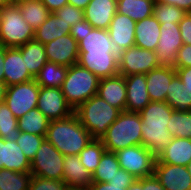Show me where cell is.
Wrapping results in <instances>:
<instances>
[{"instance_id":"6da1fadb","label":"cell","mask_w":191,"mask_h":190,"mask_svg":"<svg viewBox=\"0 0 191 190\" xmlns=\"http://www.w3.org/2000/svg\"><path fill=\"white\" fill-rule=\"evenodd\" d=\"M173 109L166 102L151 101L139 112L142 145L157 157L174 138L167 129Z\"/></svg>"},{"instance_id":"7a4b0ae2","label":"cell","mask_w":191,"mask_h":190,"mask_svg":"<svg viewBox=\"0 0 191 190\" xmlns=\"http://www.w3.org/2000/svg\"><path fill=\"white\" fill-rule=\"evenodd\" d=\"M45 139L62 155H79L94 138L73 113L67 118L50 121Z\"/></svg>"},{"instance_id":"3957f363","label":"cell","mask_w":191,"mask_h":190,"mask_svg":"<svg viewBox=\"0 0 191 190\" xmlns=\"http://www.w3.org/2000/svg\"><path fill=\"white\" fill-rule=\"evenodd\" d=\"M142 119L139 113L121 111L118 118L107 128L101 141L109 152L142 145Z\"/></svg>"},{"instance_id":"277c9868","label":"cell","mask_w":191,"mask_h":190,"mask_svg":"<svg viewBox=\"0 0 191 190\" xmlns=\"http://www.w3.org/2000/svg\"><path fill=\"white\" fill-rule=\"evenodd\" d=\"M120 112L97 94L74 110L80 123L95 139H101Z\"/></svg>"},{"instance_id":"5b68a950","label":"cell","mask_w":191,"mask_h":190,"mask_svg":"<svg viewBox=\"0 0 191 190\" xmlns=\"http://www.w3.org/2000/svg\"><path fill=\"white\" fill-rule=\"evenodd\" d=\"M100 79L78 63L68 67L61 91L67 103L76 110L98 92Z\"/></svg>"},{"instance_id":"8992f818","label":"cell","mask_w":191,"mask_h":190,"mask_svg":"<svg viewBox=\"0 0 191 190\" xmlns=\"http://www.w3.org/2000/svg\"><path fill=\"white\" fill-rule=\"evenodd\" d=\"M34 40V30L24 20L18 6L11 4L0 10V41L3 47L18 48Z\"/></svg>"},{"instance_id":"52a82bcc","label":"cell","mask_w":191,"mask_h":190,"mask_svg":"<svg viewBox=\"0 0 191 190\" xmlns=\"http://www.w3.org/2000/svg\"><path fill=\"white\" fill-rule=\"evenodd\" d=\"M122 169L137 179L154 175L156 156L143 145H134L115 152Z\"/></svg>"},{"instance_id":"ba28073f","label":"cell","mask_w":191,"mask_h":190,"mask_svg":"<svg viewBox=\"0 0 191 190\" xmlns=\"http://www.w3.org/2000/svg\"><path fill=\"white\" fill-rule=\"evenodd\" d=\"M63 162L64 155L45 139L31 161L30 173L33 176L62 181Z\"/></svg>"},{"instance_id":"9c48e42d","label":"cell","mask_w":191,"mask_h":190,"mask_svg":"<svg viewBox=\"0 0 191 190\" xmlns=\"http://www.w3.org/2000/svg\"><path fill=\"white\" fill-rule=\"evenodd\" d=\"M40 86L35 79L6 87L4 103L13 115L19 119L31 109L37 107Z\"/></svg>"},{"instance_id":"30bf717a","label":"cell","mask_w":191,"mask_h":190,"mask_svg":"<svg viewBox=\"0 0 191 190\" xmlns=\"http://www.w3.org/2000/svg\"><path fill=\"white\" fill-rule=\"evenodd\" d=\"M119 75L147 74L159 67L155 51L130 47L118 53Z\"/></svg>"},{"instance_id":"8fae6325","label":"cell","mask_w":191,"mask_h":190,"mask_svg":"<svg viewBox=\"0 0 191 190\" xmlns=\"http://www.w3.org/2000/svg\"><path fill=\"white\" fill-rule=\"evenodd\" d=\"M160 38L155 54L159 66L174 67L178 50L183 46L179 24L160 23Z\"/></svg>"},{"instance_id":"7c38bea8","label":"cell","mask_w":191,"mask_h":190,"mask_svg":"<svg viewBox=\"0 0 191 190\" xmlns=\"http://www.w3.org/2000/svg\"><path fill=\"white\" fill-rule=\"evenodd\" d=\"M37 108L50 120H59L71 116L74 113L67 103L61 88L42 87L37 100Z\"/></svg>"},{"instance_id":"4fadbf2b","label":"cell","mask_w":191,"mask_h":190,"mask_svg":"<svg viewBox=\"0 0 191 190\" xmlns=\"http://www.w3.org/2000/svg\"><path fill=\"white\" fill-rule=\"evenodd\" d=\"M47 60L69 67L77 64L79 48L76 39L66 34L44 45Z\"/></svg>"},{"instance_id":"5bb4252c","label":"cell","mask_w":191,"mask_h":190,"mask_svg":"<svg viewBox=\"0 0 191 190\" xmlns=\"http://www.w3.org/2000/svg\"><path fill=\"white\" fill-rule=\"evenodd\" d=\"M154 175L165 190H191V176L186 166L161 163L156 158Z\"/></svg>"},{"instance_id":"9a60e30c","label":"cell","mask_w":191,"mask_h":190,"mask_svg":"<svg viewBox=\"0 0 191 190\" xmlns=\"http://www.w3.org/2000/svg\"><path fill=\"white\" fill-rule=\"evenodd\" d=\"M136 22L121 13H116L113 17L108 33L117 53L135 46Z\"/></svg>"},{"instance_id":"2e32d148","label":"cell","mask_w":191,"mask_h":190,"mask_svg":"<svg viewBox=\"0 0 191 190\" xmlns=\"http://www.w3.org/2000/svg\"><path fill=\"white\" fill-rule=\"evenodd\" d=\"M78 64L94 73L99 79L119 74L118 53L79 54Z\"/></svg>"},{"instance_id":"e0dca14e","label":"cell","mask_w":191,"mask_h":190,"mask_svg":"<svg viewBox=\"0 0 191 190\" xmlns=\"http://www.w3.org/2000/svg\"><path fill=\"white\" fill-rule=\"evenodd\" d=\"M4 83L6 87L34 79L18 48L4 47Z\"/></svg>"},{"instance_id":"ac0fdd59","label":"cell","mask_w":191,"mask_h":190,"mask_svg":"<svg viewBox=\"0 0 191 190\" xmlns=\"http://www.w3.org/2000/svg\"><path fill=\"white\" fill-rule=\"evenodd\" d=\"M125 82V111L139 113L151 102L150 96L147 92L146 74L125 76Z\"/></svg>"},{"instance_id":"d6986e66","label":"cell","mask_w":191,"mask_h":190,"mask_svg":"<svg viewBox=\"0 0 191 190\" xmlns=\"http://www.w3.org/2000/svg\"><path fill=\"white\" fill-rule=\"evenodd\" d=\"M117 13V0H91L84 9V19L93 28L108 30Z\"/></svg>"},{"instance_id":"ffe728a7","label":"cell","mask_w":191,"mask_h":190,"mask_svg":"<svg viewBox=\"0 0 191 190\" xmlns=\"http://www.w3.org/2000/svg\"><path fill=\"white\" fill-rule=\"evenodd\" d=\"M176 75L174 67L159 66L146 74L147 92L151 101L166 102L170 82Z\"/></svg>"},{"instance_id":"44dd1931","label":"cell","mask_w":191,"mask_h":190,"mask_svg":"<svg viewBox=\"0 0 191 190\" xmlns=\"http://www.w3.org/2000/svg\"><path fill=\"white\" fill-rule=\"evenodd\" d=\"M97 95L103 98L111 106L116 107L120 111H125V77L118 74L113 77L100 79Z\"/></svg>"},{"instance_id":"7402d4cb","label":"cell","mask_w":191,"mask_h":190,"mask_svg":"<svg viewBox=\"0 0 191 190\" xmlns=\"http://www.w3.org/2000/svg\"><path fill=\"white\" fill-rule=\"evenodd\" d=\"M62 181L69 189L86 188L92 183V174L78 155H64Z\"/></svg>"},{"instance_id":"603a6c76","label":"cell","mask_w":191,"mask_h":190,"mask_svg":"<svg viewBox=\"0 0 191 190\" xmlns=\"http://www.w3.org/2000/svg\"><path fill=\"white\" fill-rule=\"evenodd\" d=\"M79 54H106L117 53L108 30L93 28L87 29L78 42Z\"/></svg>"},{"instance_id":"cb8c5ba5","label":"cell","mask_w":191,"mask_h":190,"mask_svg":"<svg viewBox=\"0 0 191 190\" xmlns=\"http://www.w3.org/2000/svg\"><path fill=\"white\" fill-rule=\"evenodd\" d=\"M160 22L151 15L136 22L135 46L155 51L160 38Z\"/></svg>"},{"instance_id":"d4e9b609","label":"cell","mask_w":191,"mask_h":190,"mask_svg":"<svg viewBox=\"0 0 191 190\" xmlns=\"http://www.w3.org/2000/svg\"><path fill=\"white\" fill-rule=\"evenodd\" d=\"M156 158L161 163L187 166L191 161V139L173 138Z\"/></svg>"},{"instance_id":"484cf974","label":"cell","mask_w":191,"mask_h":190,"mask_svg":"<svg viewBox=\"0 0 191 190\" xmlns=\"http://www.w3.org/2000/svg\"><path fill=\"white\" fill-rule=\"evenodd\" d=\"M71 26H66L62 19L51 13L48 18L34 31V40L43 45L58 37L70 34Z\"/></svg>"},{"instance_id":"4316f807","label":"cell","mask_w":191,"mask_h":190,"mask_svg":"<svg viewBox=\"0 0 191 190\" xmlns=\"http://www.w3.org/2000/svg\"><path fill=\"white\" fill-rule=\"evenodd\" d=\"M18 49L22 53L26 68H28L29 73L35 78L48 61L44 45L35 40H31L21 47H18Z\"/></svg>"},{"instance_id":"83f0119b","label":"cell","mask_w":191,"mask_h":190,"mask_svg":"<svg viewBox=\"0 0 191 190\" xmlns=\"http://www.w3.org/2000/svg\"><path fill=\"white\" fill-rule=\"evenodd\" d=\"M156 0H117V13L128 16L135 22L153 15Z\"/></svg>"},{"instance_id":"f1b7e54d","label":"cell","mask_w":191,"mask_h":190,"mask_svg":"<svg viewBox=\"0 0 191 190\" xmlns=\"http://www.w3.org/2000/svg\"><path fill=\"white\" fill-rule=\"evenodd\" d=\"M31 162L16 141L4 140V169L30 172Z\"/></svg>"},{"instance_id":"f546056e","label":"cell","mask_w":191,"mask_h":190,"mask_svg":"<svg viewBox=\"0 0 191 190\" xmlns=\"http://www.w3.org/2000/svg\"><path fill=\"white\" fill-rule=\"evenodd\" d=\"M166 103L173 110H191V92L184 86L177 74L170 82V88L166 95Z\"/></svg>"},{"instance_id":"4dcf8cb0","label":"cell","mask_w":191,"mask_h":190,"mask_svg":"<svg viewBox=\"0 0 191 190\" xmlns=\"http://www.w3.org/2000/svg\"><path fill=\"white\" fill-rule=\"evenodd\" d=\"M68 67L47 61L35 76V81L42 87L60 88L65 80Z\"/></svg>"},{"instance_id":"1f68e13d","label":"cell","mask_w":191,"mask_h":190,"mask_svg":"<svg viewBox=\"0 0 191 190\" xmlns=\"http://www.w3.org/2000/svg\"><path fill=\"white\" fill-rule=\"evenodd\" d=\"M50 120L36 107L18 119L21 132L45 136Z\"/></svg>"},{"instance_id":"d6a6232c","label":"cell","mask_w":191,"mask_h":190,"mask_svg":"<svg viewBox=\"0 0 191 190\" xmlns=\"http://www.w3.org/2000/svg\"><path fill=\"white\" fill-rule=\"evenodd\" d=\"M24 17V20L35 31L48 18L51 12L41 2H26L16 4Z\"/></svg>"},{"instance_id":"836d02e7","label":"cell","mask_w":191,"mask_h":190,"mask_svg":"<svg viewBox=\"0 0 191 190\" xmlns=\"http://www.w3.org/2000/svg\"><path fill=\"white\" fill-rule=\"evenodd\" d=\"M167 129L174 138L191 139V110H173Z\"/></svg>"},{"instance_id":"e575fe53","label":"cell","mask_w":191,"mask_h":190,"mask_svg":"<svg viewBox=\"0 0 191 190\" xmlns=\"http://www.w3.org/2000/svg\"><path fill=\"white\" fill-rule=\"evenodd\" d=\"M120 168L116 153L105 151L92 174V182H109Z\"/></svg>"},{"instance_id":"d590c367","label":"cell","mask_w":191,"mask_h":190,"mask_svg":"<svg viewBox=\"0 0 191 190\" xmlns=\"http://www.w3.org/2000/svg\"><path fill=\"white\" fill-rule=\"evenodd\" d=\"M32 174L0 169V190H28Z\"/></svg>"},{"instance_id":"8d00e7d4","label":"cell","mask_w":191,"mask_h":190,"mask_svg":"<svg viewBox=\"0 0 191 190\" xmlns=\"http://www.w3.org/2000/svg\"><path fill=\"white\" fill-rule=\"evenodd\" d=\"M105 151L106 149L101 139L94 138L84 149L80 151L78 156L80 158V162L89 172H91V174H93Z\"/></svg>"},{"instance_id":"74e56055","label":"cell","mask_w":191,"mask_h":190,"mask_svg":"<svg viewBox=\"0 0 191 190\" xmlns=\"http://www.w3.org/2000/svg\"><path fill=\"white\" fill-rule=\"evenodd\" d=\"M19 133L18 119L5 103L0 104V138L16 141Z\"/></svg>"},{"instance_id":"f35d334b","label":"cell","mask_w":191,"mask_h":190,"mask_svg":"<svg viewBox=\"0 0 191 190\" xmlns=\"http://www.w3.org/2000/svg\"><path fill=\"white\" fill-rule=\"evenodd\" d=\"M185 14L183 9L175 5H167L159 0L155 1L153 15L160 23L179 24Z\"/></svg>"},{"instance_id":"ab89813d","label":"cell","mask_w":191,"mask_h":190,"mask_svg":"<svg viewBox=\"0 0 191 190\" xmlns=\"http://www.w3.org/2000/svg\"><path fill=\"white\" fill-rule=\"evenodd\" d=\"M44 140L45 136L20 131L19 136L16 139V143L20 146L24 155L31 162Z\"/></svg>"},{"instance_id":"60d3db41","label":"cell","mask_w":191,"mask_h":190,"mask_svg":"<svg viewBox=\"0 0 191 190\" xmlns=\"http://www.w3.org/2000/svg\"><path fill=\"white\" fill-rule=\"evenodd\" d=\"M54 14L62 19L66 26H74L77 22L84 20V10L76 8L73 5H64Z\"/></svg>"},{"instance_id":"b9f144b4","label":"cell","mask_w":191,"mask_h":190,"mask_svg":"<svg viewBox=\"0 0 191 190\" xmlns=\"http://www.w3.org/2000/svg\"><path fill=\"white\" fill-rule=\"evenodd\" d=\"M28 190H69V188L63 181L32 175Z\"/></svg>"},{"instance_id":"7bdbcfd3","label":"cell","mask_w":191,"mask_h":190,"mask_svg":"<svg viewBox=\"0 0 191 190\" xmlns=\"http://www.w3.org/2000/svg\"><path fill=\"white\" fill-rule=\"evenodd\" d=\"M191 67V45L183 44L178 50L174 68H187Z\"/></svg>"},{"instance_id":"ee69618b","label":"cell","mask_w":191,"mask_h":190,"mask_svg":"<svg viewBox=\"0 0 191 190\" xmlns=\"http://www.w3.org/2000/svg\"><path fill=\"white\" fill-rule=\"evenodd\" d=\"M179 29L183 44L191 45V12L186 13L179 22Z\"/></svg>"},{"instance_id":"f6af8a7d","label":"cell","mask_w":191,"mask_h":190,"mask_svg":"<svg viewBox=\"0 0 191 190\" xmlns=\"http://www.w3.org/2000/svg\"><path fill=\"white\" fill-rule=\"evenodd\" d=\"M132 184H118L109 182H92L89 190H128Z\"/></svg>"},{"instance_id":"bcb514c9","label":"cell","mask_w":191,"mask_h":190,"mask_svg":"<svg viewBox=\"0 0 191 190\" xmlns=\"http://www.w3.org/2000/svg\"><path fill=\"white\" fill-rule=\"evenodd\" d=\"M87 29H93V27L84 19L71 27L70 35H72L76 41L79 42L82 40V36L86 33Z\"/></svg>"},{"instance_id":"7dc6e473","label":"cell","mask_w":191,"mask_h":190,"mask_svg":"<svg viewBox=\"0 0 191 190\" xmlns=\"http://www.w3.org/2000/svg\"><path fill=\"white\" fill-rule=\"evenodd\" d=\"M136 179L132 174L120 168L119 171H116V175L110 179L109 183L132 184Z\"/></svg>"},{"instance_id":"c3c4849f","label":"cell","mask_w":191,"mask_h":190,"mask_svg":"<svg viewBox=\"0 0 191 190\" xmlns=\"http://www.w3.org/2000/svg\"><path fill=\"white\" fill-rule=\"evenodd\" d=\"M174 69L184 86L191 92V67Z\"/></svg>"},{"instance_id":"681fc988","label":"cell","mask_w":191,"mask_h":190,"mask_svg":"<svg viewBox=\"0 0 191 190\" xmlns=\"http://www.w3.org/2000/svg\"><path fill=\"white\" fill-rule=\"evenodd\" d=\"M41 2L51 13H54L56 10L68 4V0H41Z\"/></svg>"},{"instance_id":"f907efd6","label":"cell","mask_w":191,"mask_h":190,"mask_svg":"<svg viewBox=\"0 0 191 190\" xmlns=\"http://www.w3.org/2000/svg\"><path fill=\"white\" fill-rule=\"evenodd\" d=\"M167 5H175L186 13L191 12V0H159Z\"/></svg>"},{"instance_id":"816d5d0a","label":"cell","mask_w":191,"mask_h":190,"mask_svg":"<svg viewBox=\"0 0 191 190\" xmlns=\"http://www.w3.org/2000/svg\"><path fill=\"white\" fill-rule=\"evenodd\" d=\"M146 190H165L155 175L146 177Z\"/></svg>"},{"instance_id":"f5cc1de1","label":"cell","mask_w":191,"mask_h":190,"mask_svg":"<svg viewBox=\"0 0 191 190\" xmlns=\"http://www.w3.org/2000/svg\"><path fill=\"white\" fill-rule=\"evenodd\" d=\"M128 190H146V177L136 179Z\"/></svg>"},{"instance_id":"db71d44e","label":"cell","mask_w":191,"mask_h":190,"mask_svg":"<svg viewBox=\"0 0 191 190\" xmlns=\"http://www.w3.org/2000/svg\"><path fill=\"white\" fill-rule=\"evenodd\" d=\"M91 0H68V4L84 10Z\"/></svg>"},{"instance_id":"11a10c76","label":"cell","mask_w":191,"mask_h":190,"mask_svg":"<svg viewBox=\"0 0 191 190\" xmlns=\"http://www.w3.org/2000/svg\"><path fill=\"white\" fill-rule=\"evenodd\" d=\"M4 47L0 48V81L4 82Z\"/></svg>"},{"instance_id":"9f6ffc18","label":"cell","mask_w":191,"mask_h":190,"mask_svg":"<svg viewBox=\"0 0 191 190\" xmlns=\"http://www.w3.org/2000/svg\"><path fill=\"white\" fill-rule=\"evenodd\" d=\"M4 168V139L0 138V169Z\"/></svg>"},{"instance_id":"6f0895ef","label":"cell","mask_w":191,"mask_h":190,"mask_svg":"<svg viewBox=\"0 0 191 190\" xmlns=\"http://www.w3.org/2000/svg\"><path fill=\"white\" fill-rule=\"evenodd\" d=\"M5 93H6V85L4 82L0 81V104L4 103Z\"/></svg>"},{"instance_id":"680465c9","label":"cell","mask_w":191,"mask_h":190,"mask_svg":"<svg viewBox=\"0 0 191 190\" xmlns=\"http://www.w3.org/2000/svg\"><path fill=\"white\" fill-rule=\"evenodd\" d=\"M11 4H13L12 0H0V10Z\"/></svg>"},{"instance_id":"91938a15","label":"cell","mask_w":191,"mask_h":190,"mask_svg":"<svg viewBox=\"0 0 191 190\" xmlns=\"http://www.w3.org/2000/svg\"><path fill=\"white\" fill-rule=\"evenodd\" d=\"M38 2V1H41V0H12L13 4H20V3H26V2Z\"/></svg>"},{"instance_id":"94428289","label":"cell","mask_w":191,"mask_h":190,"mask_svg":"<svg viewBox=\"0 0 191 190\" xmlns=\"http://www.w3.org/2000/svg\"><path fill=\"white\" fill-rule=\"evenodd\" d=\"M186 167H187V170L189 172V175L191 176V161Z\"/></svg>"},{"instance_id":"6125c7cd","label":"cell","mask_w":191,"mask_h":190,"mask_svg":"<svg viewBox=\"0 0 191 190\" xmlns=\"http://www.w3.org/2000/svg\"><path fill=\"white\" fill-rule=\"evenodd\" d=\"M69 190H89V188L88 187H86V188H75V189H69Z\"/></svg>"}]
</instances>
